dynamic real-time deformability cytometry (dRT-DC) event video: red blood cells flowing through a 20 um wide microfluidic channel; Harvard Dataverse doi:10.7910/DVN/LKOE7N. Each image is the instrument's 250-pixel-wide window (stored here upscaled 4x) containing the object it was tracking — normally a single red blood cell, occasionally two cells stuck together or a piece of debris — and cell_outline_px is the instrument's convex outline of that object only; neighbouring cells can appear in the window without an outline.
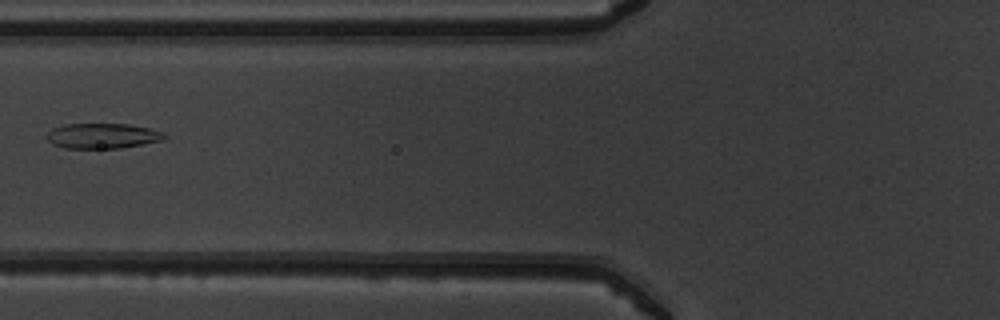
{"species": "common noctule bat (a hibernating species)", "species_latin": "Nyctalus noctula", "temperature_condition": "warm", "stored_images_in_passage": 21, "camera_frame_rate_fps": 3000, "um_per_image_px": 0.085, "animal": {"sex": "male", "body_mass_g": 19.5, "forearm_length_mm": 54.6}, "frame": {"image": 1, "passage_image": 4, "time_ms": 1.0, "image_size_px": [1000, 320], "cell_outline_px": [[168, 136], [164, 140], [144, 144], [120, 148], [64, 148], [52, 144], [44, 136], [52, 128], [64, 124], [128, 124], [148, 128], [164, 132]], "centroid_in_image_um": [8.71, 11.55], "position_along_channel_um": 117.1, "area_um2": 17.46}}
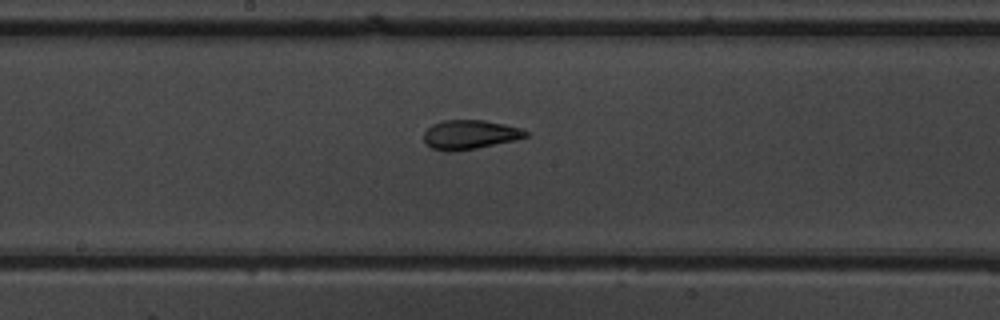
{"frame": {"image": 2, "passage_image": 11, "time_ms": 3.333, "image_size_px": [1000, 320], "cell_outline_px": [[528, 136], [516, 140], [476, 148], [452, 152], [448, 152], [432, 148], [424, 144], [424, 132], [432, 124], [444, 120], [484, 120], [504, 124], [520, 128], [528, 132]], "centroid_in_image_um": [39.91, 11.45], "position_along_channel_um": 208.3, "area_um2": 17.4}}
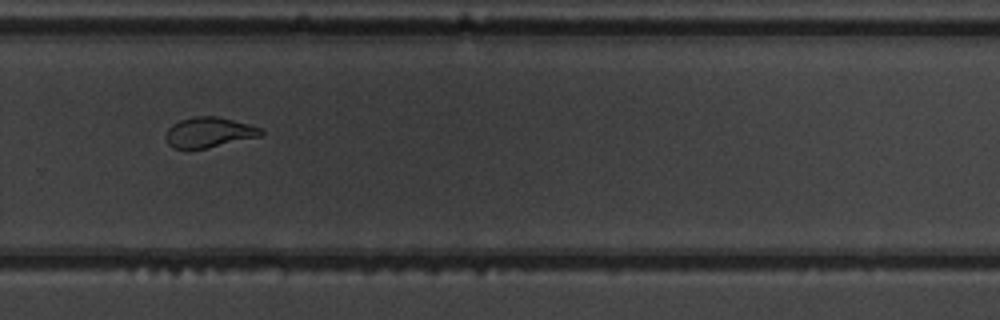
{"frame": {"image": 3, "passage_image": 19, "time_ms": 6.0, "image_size_px": [1000, 320], "cell_outline_px": [[264, 136], [208, 148], [188, 152], [184, 152], [172, 148], [168, 144], [168, 128], [172, 124], [180, 120], [196, 116], [216, 116], [248, 124], [260, 128], [264, 132]], "centroid_in_image_um": [17.76, 11.3], "position_along_channel_um": 312.0, "area_um2": 17.22}}